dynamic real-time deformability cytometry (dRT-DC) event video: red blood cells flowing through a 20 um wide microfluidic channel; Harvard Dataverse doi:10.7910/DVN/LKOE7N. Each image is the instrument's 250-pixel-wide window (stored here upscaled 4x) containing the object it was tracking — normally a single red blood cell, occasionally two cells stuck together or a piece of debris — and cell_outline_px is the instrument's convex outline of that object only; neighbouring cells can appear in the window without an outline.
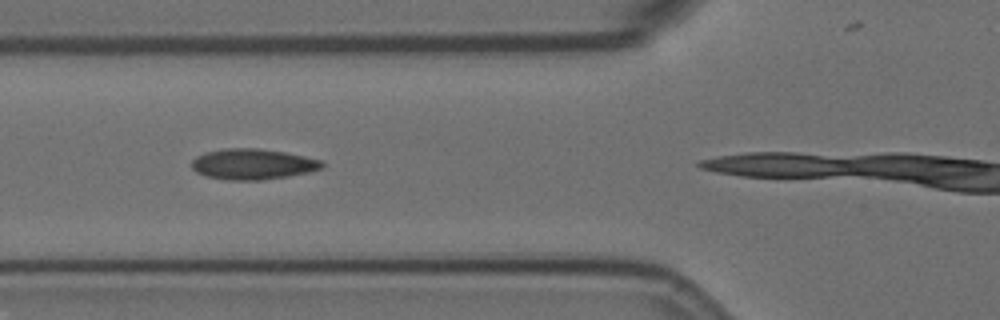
{"species": "Egyptian fruit bat (a non-hibernating species)", "species_latin": "Rousettus aegyptiacus", "temperature_condition": "room temperature", "stored_images_in_passage": 12, "camera_frame_rate_fps": 3000, "um_per_image_px": 0.085, "animal": {"sex": "female"}, "frame": {"image": 1, "passage_image": 8, "time_ms": 8.0, "image_size_px": [1000, 320], "cell_outline_px": [[324, 168], [308, 172], [288, 176], [260, 180], [228, 180], [204, 176], [196, 172], [192, 168], [192, 160], [196, 156], [204, 152], [224, 148], [256, 148], [284, 152], [304, 156], [320, 160], [324, 164]], "centroid_in_image_um": [21.45, 13.95], "position_along_channel_um": 104.4, "area_um2": 23.35}}